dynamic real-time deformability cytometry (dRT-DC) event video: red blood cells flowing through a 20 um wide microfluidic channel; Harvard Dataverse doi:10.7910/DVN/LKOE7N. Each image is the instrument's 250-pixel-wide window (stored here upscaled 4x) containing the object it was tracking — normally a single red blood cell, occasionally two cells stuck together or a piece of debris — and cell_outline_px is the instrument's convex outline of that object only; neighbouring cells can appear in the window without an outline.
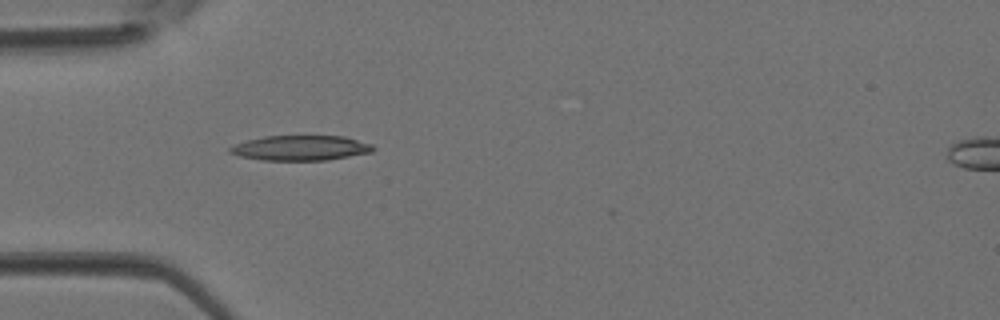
{"species": "Egyptian fruit bat (a non-hibernating species)", "species_latin": "Rousettus aegyptiacus", "temperature_condition": "room temperature", "stored_images_in_passage": 2, "camera_frame_rate_fps": 3000, "um_per_image_px": 0.085, "animal": {"sex": "female"}, "frame": {"image": 1, "passage_image": 2, "time_ms": 0.333, "image_size_px": [1000, 320], "cell_outline_px": [[376, 148], [372, 152], [328, 160], [260, 160], [240, 156], [228, 152], [228, 148], [236, 144], [248, 140], [264, 136], [344, 136], [372, 144]], "centroid_in_image_um": [25.56, 12.58], "position_along_channel_um": 59.4, "area_um2": 20.87}}